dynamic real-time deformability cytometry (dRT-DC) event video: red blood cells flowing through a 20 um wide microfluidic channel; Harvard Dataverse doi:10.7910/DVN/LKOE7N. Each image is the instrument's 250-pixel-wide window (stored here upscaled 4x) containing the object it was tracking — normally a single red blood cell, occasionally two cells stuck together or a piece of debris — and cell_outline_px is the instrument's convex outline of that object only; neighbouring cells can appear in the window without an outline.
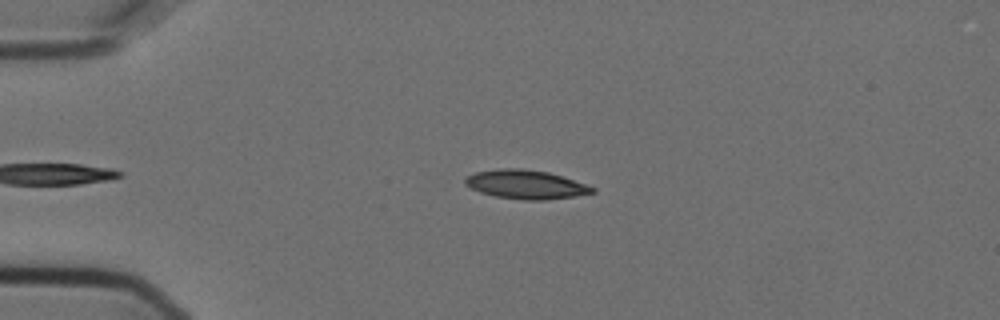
{"species": "Egyptian fruit bat (a non-hibernating species)", "species_latin": "Rousettus aegyptiacus", "temperature_condition": "cold", "stored_images_in_passage": 2, "camera_frame_rate_fps": 3000, "um_per_image_px": 0.085, "animal": {"sex": "female"}, "frame": {"image": 1, "passage_image": 1, "time_ms": 0.0, "image_size_px": [1000, 320], "cell_outline_px": [[596, 192], [548, 200], [524, 200], [496, 196], [480, 192], [464, 184], [464, 180], [468, 176], [476, 172], [500, 168], [520, 168], [548, 172], [596, 188]], "centroid_in_image_um": [44.67, 15.68], "position_along_channel_um": 40.3, "area_um2": 21.1}}